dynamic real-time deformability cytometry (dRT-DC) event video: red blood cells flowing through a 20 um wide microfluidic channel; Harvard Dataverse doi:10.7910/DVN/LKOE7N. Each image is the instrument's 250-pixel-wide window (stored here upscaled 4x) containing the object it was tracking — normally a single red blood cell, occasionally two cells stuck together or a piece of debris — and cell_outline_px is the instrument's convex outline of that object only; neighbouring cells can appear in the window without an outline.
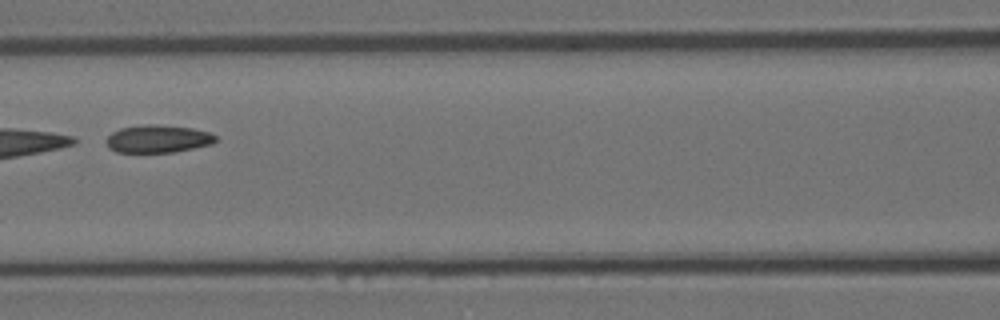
{"species": "Egyptian fruit bat (a non-hibernating species)", "species_latin": "Rousettus aegyptiacus", "temperature_condition": "room temperature", "stored_images_in_passage": 4, "camera_frame_rate_fps": 3000, "um_per_image_px": 0.085, "animal": {"sex": "female"}, "frame": {"image": 1, "passage_image": 4, "time_ms": 1.0, "image_size_px": [1000, 320], "cell_outline_px": [[216, 140], [212, 144], [172, 152], [116, 152], [108, 148], [108, 136], [112, 132], [120, 128], [144, 124], [156, 124], [192, 128], [208, 132], [216, 136]], "centroid_in_image_um": [13.41, 11.79], "position_along_channel_um": 153.2, "area_um2": 17.51}}